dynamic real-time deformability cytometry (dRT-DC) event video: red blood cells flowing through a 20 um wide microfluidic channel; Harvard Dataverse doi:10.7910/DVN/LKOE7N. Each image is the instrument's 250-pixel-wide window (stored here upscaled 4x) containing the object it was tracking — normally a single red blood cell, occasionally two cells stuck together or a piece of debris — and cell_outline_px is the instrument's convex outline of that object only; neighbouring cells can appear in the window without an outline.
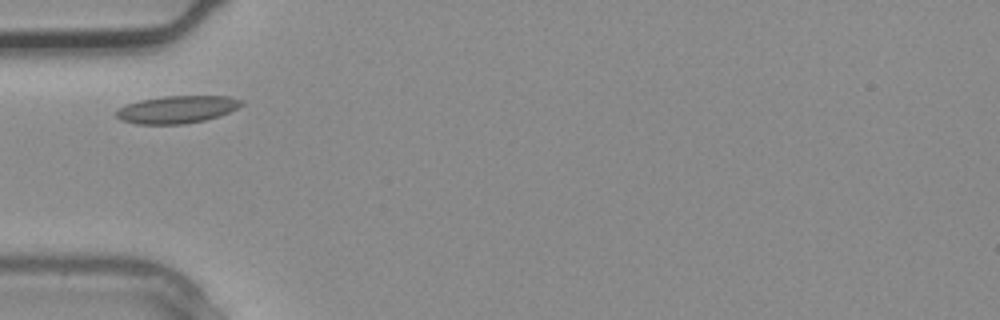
{"species": "common noctule bat (a hibernating species)", "species_latin": "Nyctalus noctula", "temperature_condition": "warm", "stored_images_in_passage": 1, "camera_frame_rate_fps": 3000, "um_per_image_px": 0.085, "animal": {"sex": "male", "body_mass_g": 20.4}, "frame": {"image": 1, "passage_image": 1, "time_ms": 0.0, "image_size_px": [1000, 320], "cell_outline_px": [[244, 104], [220, 116], [204, 120], [184, 124], [136, 124], [120, 120], [116, 116], [116, 112], [124, 104], [140, 100], [164, 96], [228, 96], [244, 100]], "centroid_in_image_um": [15.04, 9.3], "position_along_channel_um": 70.0, "area_um2": 20.11}}